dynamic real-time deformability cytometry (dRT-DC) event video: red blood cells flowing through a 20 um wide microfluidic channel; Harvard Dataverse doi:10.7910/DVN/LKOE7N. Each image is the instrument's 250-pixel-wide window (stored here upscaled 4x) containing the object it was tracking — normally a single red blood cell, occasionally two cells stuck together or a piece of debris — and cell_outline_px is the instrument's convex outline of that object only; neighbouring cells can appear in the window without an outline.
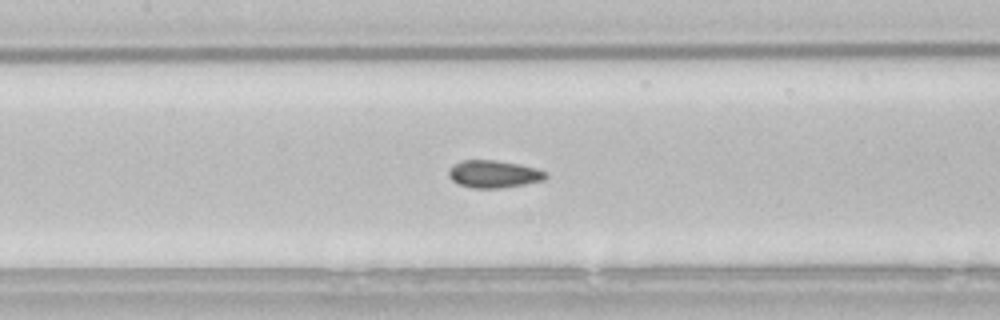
{"species": "common noctule bat (a hibernating species)", "species_latin": "Nyctalus noctula", "temperature_condition": "room temperature", "stored_images_in_passage": 54, "camera_frame_rate_fps": 3000, "um_per_image_px": 0.085, "animal": {"sex": "male", "body_mass_g": 21.5, "forearm_length_mm": 52.0}, "frame": {"image": 1, "passage_image": 24, "time_ms": 7.667, "image_size_px": [1000, 320], "cell_outline_px": [[548, 176], [544, 180], [504, 188], [472, 188], [456, 184], [448, 176], [448, 172], [452, 164], [460, 160], [496, 160], [520, 164], [536, 168], [548, 172]], "centroid_in_image_um": [41.95, 14.79], "position_along_channel_um": 165.4, "area_um2": 15.84}}
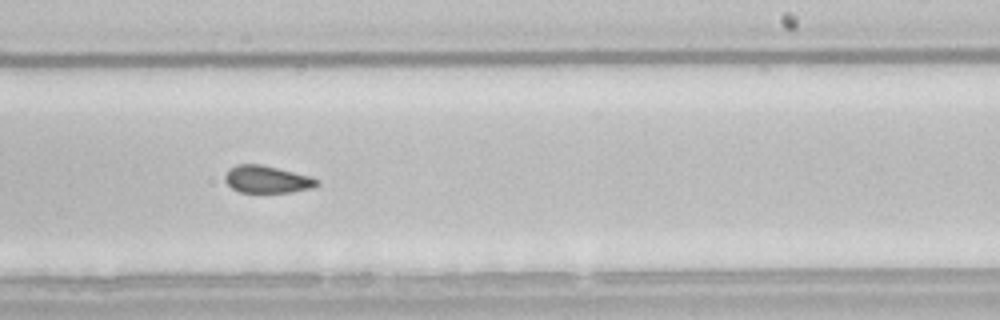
{"frame": {"image": 2, "passage_image": 32, "time_ms": 10.333, "image_size_px": [1000, 320], "cell_outline_px": [[320, 184], [312, 188], [292, 192], [240, 192], [232, 188], [224, 180], [224, 176], [228, 168], [236, 164], [260, 164], [312, 176], [320, 180]], "centroid_in_image_um": [22.71, 15.24], "position_along_channel_um": 266.3, "area_um2": 14.8}}
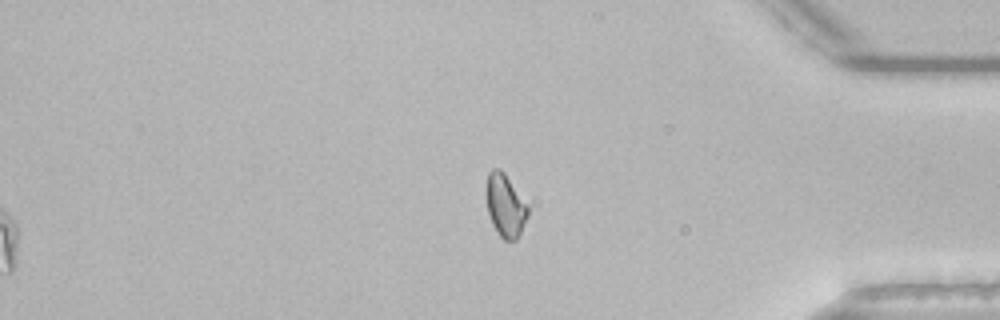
{"frame": {"image": 3, "passage_image": 44, "time_ms": 14.333, "image_size_px": [1000, 320], "cell_outline_px": [[528, 216], [516, 240], [504, 240], [496, 232], [492, 224], [488, 212], [484, 192], [488, 172], [492, 168], [500, 168], [504, 172], [528, 204]], "centroid_in_image_um": [42.92, 17.43], "position_along_channel_um": 392.3, "area_um2": 15.55}, "authors_computed_cell_mechanics": {"area_um2": 15.4904, "velocity_mm_per_s": 3.8013, "shape_relaxation_time_tau1_ms": null, "shape_relaxation_time_tau2_ms": 2.3971, "deformation_change_tau1": null, "deformation_change_tau2": 0.0576}}